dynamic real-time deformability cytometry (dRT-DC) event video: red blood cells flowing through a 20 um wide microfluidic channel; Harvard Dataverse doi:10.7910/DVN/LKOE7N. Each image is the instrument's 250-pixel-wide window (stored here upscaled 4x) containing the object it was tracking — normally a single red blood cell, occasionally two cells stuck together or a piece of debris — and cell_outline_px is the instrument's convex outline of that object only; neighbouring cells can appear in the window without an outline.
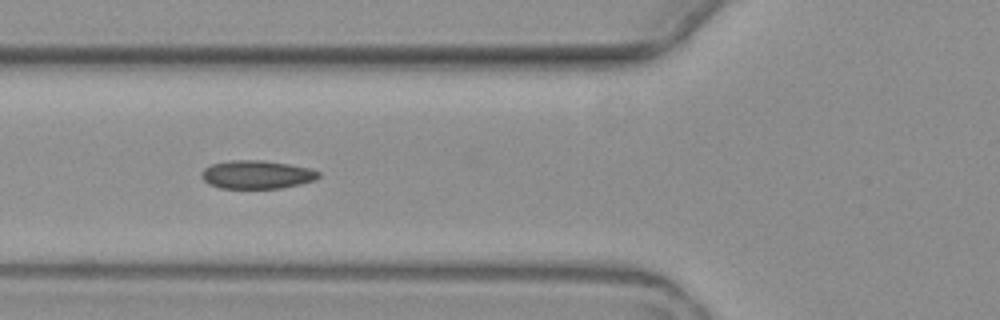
{"species": "common noctule bat (a hibernating species)", "species_latin": "Nyctalus noctula", "temperature_condition": "warm", "stored_images_in_passage": 8, "camera_frame_rate_fps": 3000, "um_per_image_px": 0.085, "animal": {"sex": "female", "body_mass_g": 19.3, "forearm_length_mm": 54.1}, "frame": {"image": 1, "passage_image": 5, "time_ms": 5.333, "image_size_px": [1000, 320], "cell_outline_px": [[320, 176], [316, 180], [280, 188], [220, 188], [208, 184], [200, 176], [200, 172], [204, 168], [212, 164], [232, 160], [260, 160], [288, 164], [308, 168], [320, 172]], "centroid_in_image_um": [21.79, 14.84], "position_along_channel_um": 104.0, "area_um2": 19.25}}
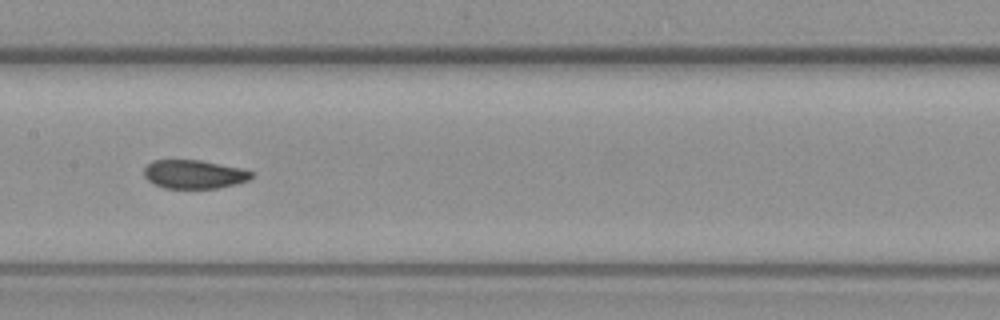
{"frame": {"image": 2, "passage_image": 7, "time_ms": 7.667, "image_size_px": [1000, 320], "cell_outline_px": [[252, 176], [248, 180], [236, 184], [216, 188], [164, 188], [152, 184], [144, 176], [144, 168], [152, 160], [200, 160], [244, 168], [252, 172]], "centroid_in_image_um": [16.48, 14.81], "position_along_channel_um": 190.9, "area_um2": 18.03}}
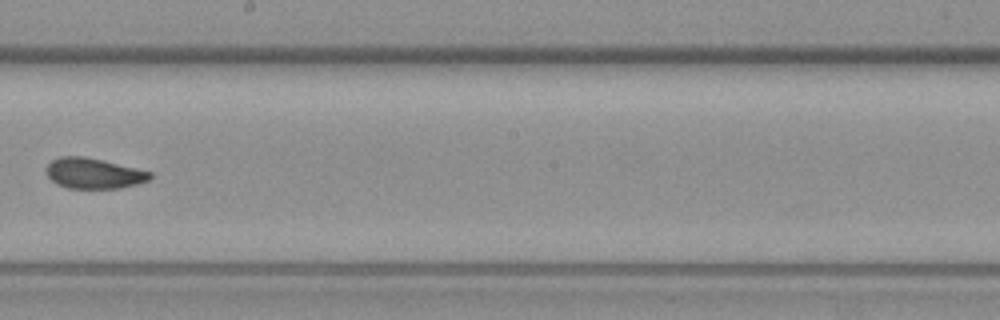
{"frame": {"image": 3, "passage_image": 8, "time_ms": 9.0, "image_size_px": [1000, 320], "cell_outline_px": [[152, 176], [148, 180], [136, 184], [120, 188], [68, 188], [56, 184], [48, 176], [48, 164], [52, 160], [60, 156], [84, 156], [152, 172]], "centroid_in_image_um": [7.96, 14.74], "position_along_channel_um": 240.2, "area_um2": 18.15}}